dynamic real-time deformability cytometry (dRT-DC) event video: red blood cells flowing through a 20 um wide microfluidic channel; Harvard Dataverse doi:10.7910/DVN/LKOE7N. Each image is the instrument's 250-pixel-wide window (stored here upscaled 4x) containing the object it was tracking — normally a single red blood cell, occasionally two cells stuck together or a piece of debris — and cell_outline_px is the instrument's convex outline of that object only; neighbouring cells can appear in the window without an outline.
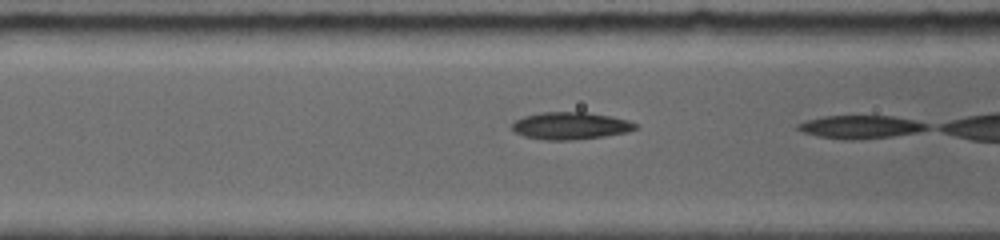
{"species": "common noctule bat (a hibernating species)", "species_latin": "Nyctalus noctula", "temperature_condition": "room temperature", "stored_images_in_passage": 6, "camera_frame_rate_fps": 5000, "um_per_image_px": 0.085, "animal": {"sex": "female", "body_mass_g": 19.0, "forearm_length_mm": 56.7}, "frame": {"image": 1, "passage_image": 5, "time_ms": 1.2, "image_size_px": [1000, 240], "cell_outline_px": [[636, 128], [628, 132], [604, 136], [576, 140], [544, 140], [524, 136], [516, 132], [512, 128], [512, 124], [516, 120], [524, 116], [540, 112], [588, 112], [612, 116], [628, 120], [636, 124]], "centroid_in_image_um": [48.49, 10.69], "position_along_channel_um": 118.1, "area_um2": 19.65}}